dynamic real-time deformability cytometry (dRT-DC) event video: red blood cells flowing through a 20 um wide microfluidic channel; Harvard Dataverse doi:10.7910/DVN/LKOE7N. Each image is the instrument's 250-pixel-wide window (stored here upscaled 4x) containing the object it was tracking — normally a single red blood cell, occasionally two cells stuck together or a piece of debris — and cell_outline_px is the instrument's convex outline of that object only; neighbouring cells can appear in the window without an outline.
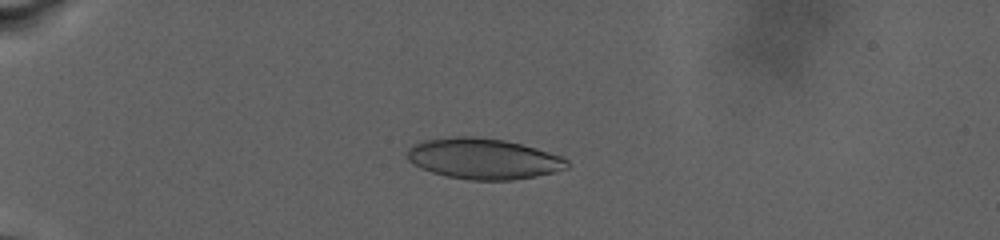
{"species": "human", "species_latin": "Homo sapiens", "temperature_condition": "warm", "stored_images_in_passage": 22, "camera_frame_rate_fps": 3000, "um_per_image_px": 0.085, "donor": {"sex": "male"}, "frame": {"image": 1, "passage_image": 6, "time_ms": 4.667, "image_size_px": [1000, 240], "cell_outline_px": [[572, 164], [568, 168], [556, 172], [536, 176], [512, 180], [468, 180], [444, 176], [420, 168], [412, 164], [408, 160], [408, 148], [412, 144], [424, 140], [452, 136], [472, 136], [504, 140], [536, 148], [564, 156]], "centroid_in_image_um": [41.11, 13.49], "position_along_channel_um": 43.9, "area_um2": 38.44}}
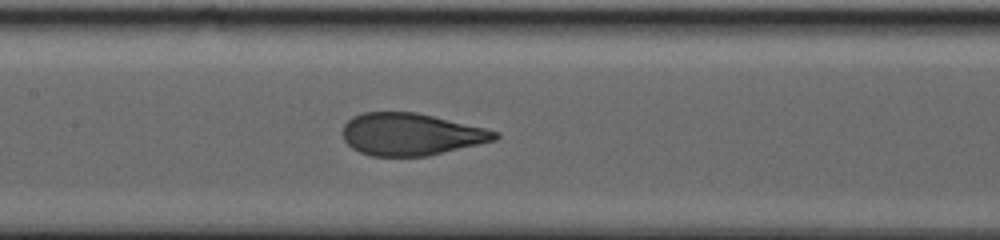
{"frame": {"image": 2, "passage_image": 16, "time_ms": 11.333, "image_size_px": [1000, 240], "cell_outline_px": [[500, 136], [496, 140], [428, 156], [372, 156], [360, 152], [352, 148], [344, 140], [344, 124], [352, 116], [364, 112], [416, 112], [484, 128], [500, 132]], "centroid_in_image_um": [34.93, 11.41], "position_along_channel_um": 172.5, "area_um2": 37.28}}
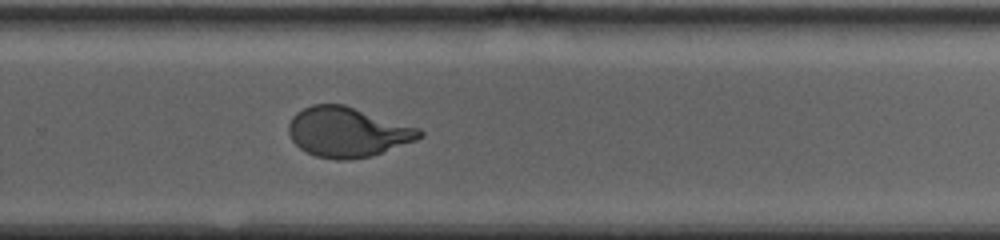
{"frame": {"image": 3, "passage_image": 22, "time_ms": 16.0, "image_size_px": [1000, 240], "cell_outline_px": [[424, 136], [416, 140], [368, 156], [348, 160], [336, 160], [316, 156], [300, 148], [292, 140], [288, 132], [288, 124], [292, 116], [296, 112], [312, 104], [344, 104], [420, 128], [424, 132]], "centroid_in_image_um": [29.52, 11.21], "position_along_channel_um": 300.3, "area_um2": 37.92}}